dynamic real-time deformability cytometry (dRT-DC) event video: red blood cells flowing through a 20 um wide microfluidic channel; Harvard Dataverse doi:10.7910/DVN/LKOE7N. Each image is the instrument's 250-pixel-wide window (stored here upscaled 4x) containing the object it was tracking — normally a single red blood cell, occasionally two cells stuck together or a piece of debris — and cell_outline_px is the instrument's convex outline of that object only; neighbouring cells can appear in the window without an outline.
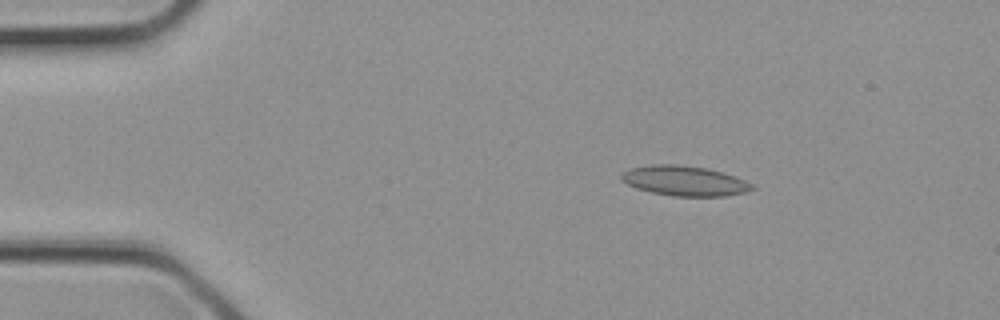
{"species": "common noctule bat (a hibernating species)", "species_latin": "Nyctalus noctula", "temperature_condition": "cold", "stored_images_in_passage": 3, "camera_frame_rate_fps": 3000, "um_per_image_px": 0.085, "animal": {"sex": "female", "body_mass_g": 21.9}, "frame": {"image": 1, "passage_image": 2, "time_ms": 0.333, "image_size_px": [1000, 320], "cell_outline_px": [[756, 188], [744, 192], [724, 196], [672, 196], [652, 192], [636, 188], [620, 180], [620, 172], [628, 168], [652, 164], [676, 164], [708, 168], [724, 172], [736, 176], [752, 184]], "centroid_in_image_um": [58.15, 15.35], "position_along_channel_um": 26.9, "area_um2": 23.06}}